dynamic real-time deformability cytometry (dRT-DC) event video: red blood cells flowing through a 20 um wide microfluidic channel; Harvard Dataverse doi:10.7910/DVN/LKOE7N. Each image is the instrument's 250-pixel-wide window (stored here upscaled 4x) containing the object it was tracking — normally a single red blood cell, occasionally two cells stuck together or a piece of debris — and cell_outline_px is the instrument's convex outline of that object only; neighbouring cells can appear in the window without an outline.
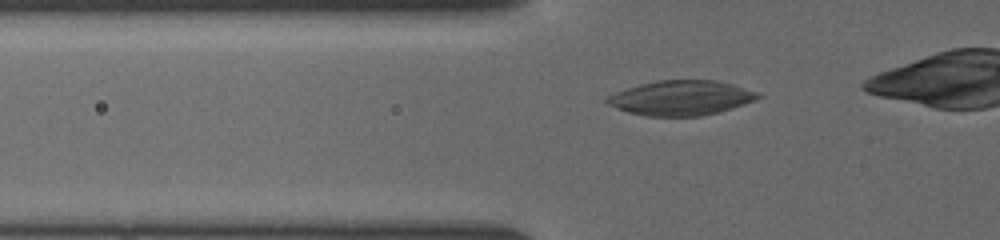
{"species": "common noctule bat (a hibernating species)", "species_latin": "Nyctalus noctula", "temperature_condition": "cold", "stored_images_in_passage": 29, "camera_frame_rate_fps": 3000, "um_per_image_px": 0.085, "animal": {"sex": "female", "body_mass_g": 19.5, "forearm_length_mm": 54.1}, "frame": {"image": 1, "passage_image": 3, "time_ms": 0.667, "image_size_px": [1000, 240], "cell_outline_px": [[760, 96], [756, 100], [720, 112], [700, 116], [644, 116], [628, 112], [616, 108], [608, 104], [604, 100], [608, 96], [616, 92], [640, 84], [656, 80], [716, 80], [732, 84], [756, 92]], "centroid_in_image_um": [57.87, 8.33], "position_along_channel_um": 67.9, "area_um2": 30.46}}
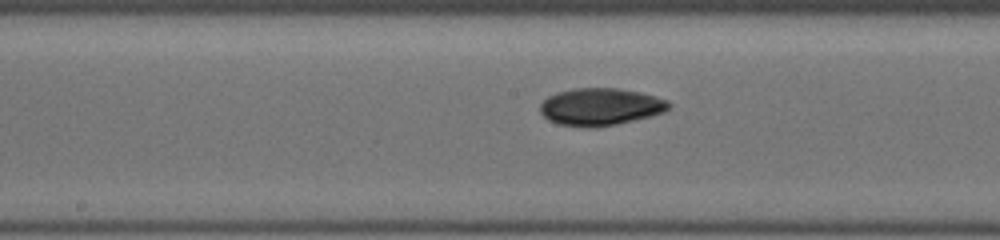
{"frame": {"image": 2, "passage_image": 16, "time_ms": 4.0, "image_size_px": [1000, 240], "cell_outline_px": [[672, 108], [664, 112], [648, 116], [612, 124], [560, 124], [548, 120], [540, 112], [540, 104], [548, 96], [556, 92], [572, 88], [616, 88], [640, 92], [668, 100], [672, 104]], "centroid_in_image_um": [51.05, 9.01], "position_along_channel_um": 197.1, "area_um2": 27.05}}
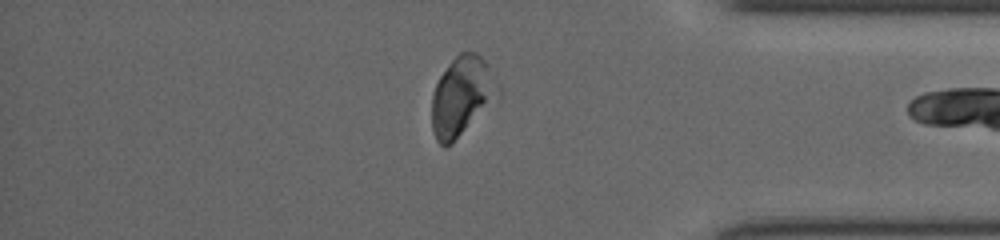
{"frame": {"image": 3, "passage_image": 28, "time_ms": 9.333, "image_size_px": [1000, 240], "cell_outline_px": [[484, 100], [452, 144], [444, 148], [436, 140], [432, 128], [432, 96], [436, 84], [440, 76], [448, 64], [460, 52], [476, 52], [484, 60]], "centroid_in_image_um": [38.88, 8.2], "position_along_channel_um": 396.3, "area_um2": 25.61}}